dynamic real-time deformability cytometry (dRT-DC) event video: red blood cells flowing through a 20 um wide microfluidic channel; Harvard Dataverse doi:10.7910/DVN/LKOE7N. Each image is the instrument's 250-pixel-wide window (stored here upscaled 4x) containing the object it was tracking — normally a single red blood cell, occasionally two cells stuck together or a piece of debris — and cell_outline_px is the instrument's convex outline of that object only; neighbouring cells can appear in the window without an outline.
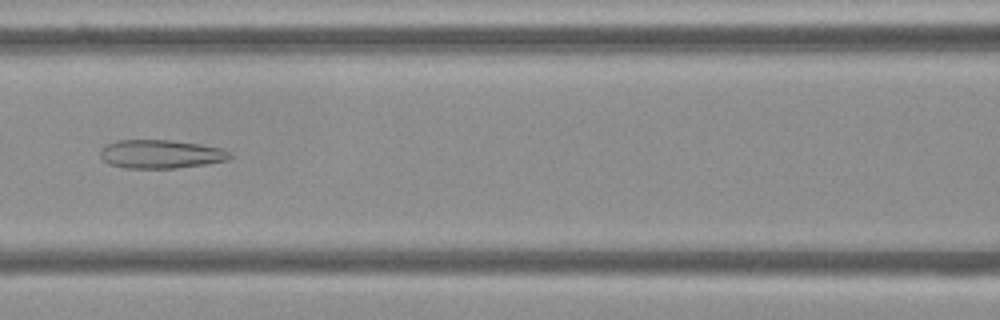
{"species": "Egyptian fruit bat (a non-hibernating species)", "species_latin": "Rousettus aegyptiacus", "temperature_condition": "cold", "stored_images_in_passage": 54, "camera_frame_rate_fps": 3000, "um_per_image_px": 0.085, "frame": {"image": 1, "passage_image": 24, "time_ms": 7.667, "image_size_px": [1000, 320], "cell_outline_px": [[232, 156], [228, 160], [204, 164], [176, 168], [124, 168], [108, 164], [100, 156], [100, 148], [104, 144], [116, 140], [168, 140], [200, 144], [224, 148]], "centroid_in_image_um": [13.62, 13.09], "position_along_channel_um": 153.0, "area_um2": 21.73}}
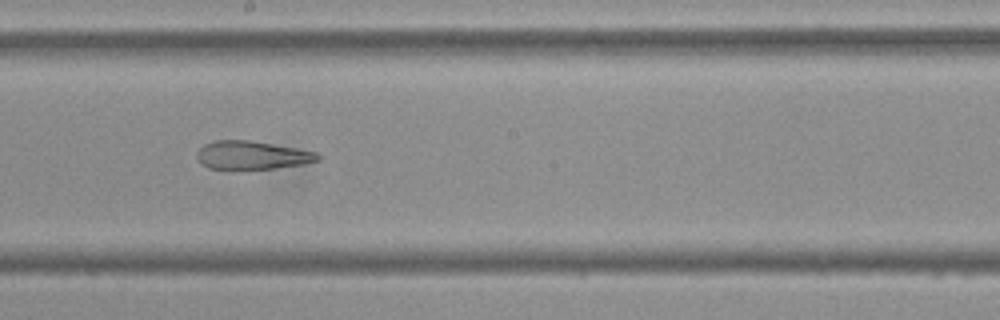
{"frame": {"image": 2, "passage_image": 30, "time_ms": 9.667, "image_size_px": [1000, 320], "cell_outline_px": [[320, 160], [304, 164], [276, 168], [208, 168], [200, 164], [196, 160], [196, 152], [204, 144], [216, 140], [248, 140], [296, 148], [316, 152], [320, 156]], "centroid_in_image_um": [21.39, 13.18], "position_along_channel_um": 226.8, "area_um2": 19.83}}
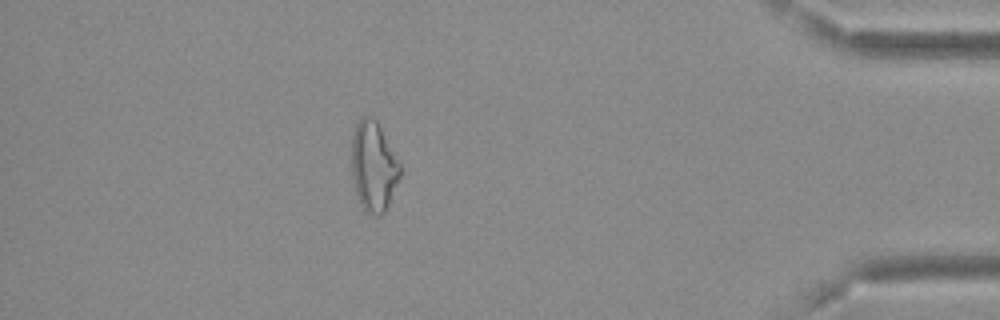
{"frame": {"image": 3, "passage_image": 48, "time_ms": 15.667, "image_size_px": [1000, 320], "cell_outline_px": [[400, 176], [388, 204], [384, 212], [380, 216], [376, 216], [364, 212], [356, 192], [352, 176], [352, 136], [356, 124], [360, 116], [372, 116], [376, 120], [400, 164]], "centroid_in_image_um": [31.73, 14.15], "position_along_channel_um": 403.5, "area_um2": 25.14}, "authors_computed_cell_mechanics": {"area_um2": 25.143, "velocity_mm_per_s": 3.703, "shape_relaxation_time_tau1_ms": null, "shape_relaxation_time_tau2_ms": 3.4727, "deformation_change_tau1": null, "deformation_change_tau2": 0.1493}}